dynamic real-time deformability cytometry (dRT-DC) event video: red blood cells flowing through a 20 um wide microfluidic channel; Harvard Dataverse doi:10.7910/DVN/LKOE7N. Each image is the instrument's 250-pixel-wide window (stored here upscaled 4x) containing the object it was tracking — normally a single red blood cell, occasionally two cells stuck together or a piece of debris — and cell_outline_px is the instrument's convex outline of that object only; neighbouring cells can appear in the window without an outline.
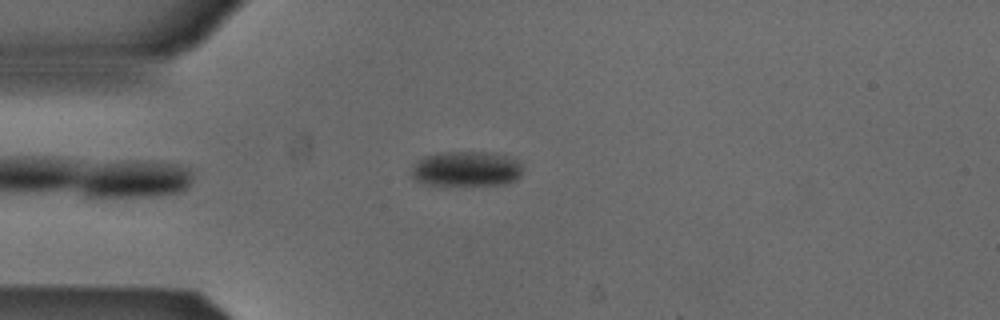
{"species": "Egyptian fruit bat (a non-hibernating species)", "species_latin": "Rousettus aegyptiacus", "temperature_condition": "cold", "stored_images_in_passage": 1, "camera_frame_rate_fps": 3000, "um_per_image_px": 0.085, "animal": {"sex": "male"}, "frame": {"image": 1, "passage_image": 1, "time_ms": 0.0, "image_size_px": [1000, 320], "cell_outline_px": [[524, 168], [520, 176], [516, 180], [504, 184], [424, 184], [416, 180], [412, 176], [412, 168], [424, 156], [440, 152], [492, 152], [508, 156], [520, 160]], "centroid_in_image_um": [39.71, 14.33], "position_along_channel_um": 45.3, "area_um2": 22.72}}